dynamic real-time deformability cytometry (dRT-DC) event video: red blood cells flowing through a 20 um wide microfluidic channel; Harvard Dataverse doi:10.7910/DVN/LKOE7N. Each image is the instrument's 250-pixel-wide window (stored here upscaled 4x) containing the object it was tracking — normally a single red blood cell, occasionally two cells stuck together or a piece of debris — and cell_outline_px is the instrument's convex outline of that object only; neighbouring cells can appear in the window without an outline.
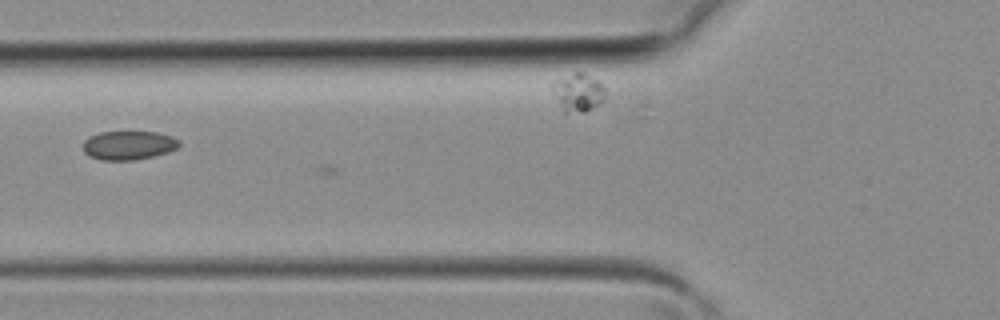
{"species": "common noctule bat (a hibernating species)", "species_latin": "Nyctalus noctula", "temperature_condition": "room temperature", "stored_images_in_passage": 11, "camera_frame_rate_fps": 3000, "um_per_image_px": 0.085, "animal": {"sex": "female", "body_mass_g": 19.3, "forearm_length_mm": 54.1}, "frame": {"image": 1, "passage_image": 10, "time_ms": 3.0, "image_size_px": [1000, 320], "cell_outline_px": [[180, 144], [176, 148], [168, 152], [152, 156], [132, 160], [100, 160], [88, 156], [84, 152], [84, 140], [88, 136], [100, 132], [156, 132], [172, 136], [180, 140]], "centroid_in_image_um": [10.91, 12.34], "position_along_channel_um": 114.9, "area_um2": 16.18}}